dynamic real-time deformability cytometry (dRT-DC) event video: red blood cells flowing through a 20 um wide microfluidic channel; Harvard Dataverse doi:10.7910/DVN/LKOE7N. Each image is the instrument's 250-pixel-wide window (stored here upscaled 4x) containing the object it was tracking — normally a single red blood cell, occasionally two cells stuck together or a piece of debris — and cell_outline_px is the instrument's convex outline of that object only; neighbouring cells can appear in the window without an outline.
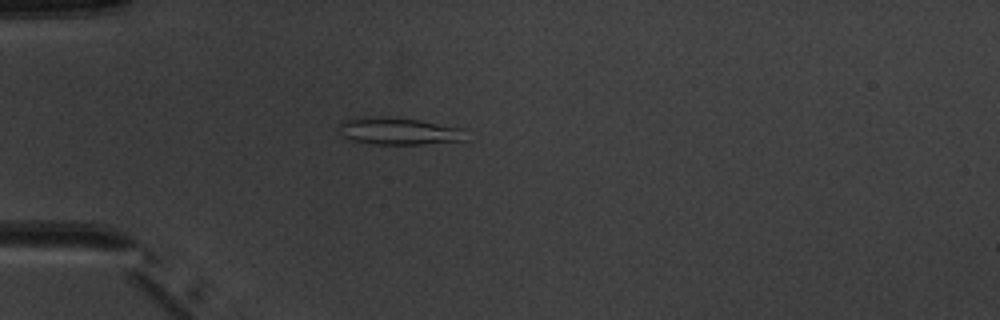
{"species": "common noctule bat (a hibernating species)", "species_latin": "Nyctalus noctula", "temperature_condition": "warm", "stored_images_in_passage": 5, "camera_frame_rate_fps": 3000, "um_per_image_px": 0.085, "animal": {"sex": "male", "body_mass_g": 20.1, "forearm_length_mm": 53.5}, "frame": {"image": 1, "passage_image": 5, "time_ms": 4.667, "image_size_px": [1000, 320], "cell_outline_px": [[464, 140], [424, 144], [372, 144], [352, 140], [344, 136], [340, 124], [344, 120], [420, 120], [464, 128]], "centroid_in_image_um": [34.04, 11.21], "position_along_channel_um": 51.0, "area_um2": 18.55}}